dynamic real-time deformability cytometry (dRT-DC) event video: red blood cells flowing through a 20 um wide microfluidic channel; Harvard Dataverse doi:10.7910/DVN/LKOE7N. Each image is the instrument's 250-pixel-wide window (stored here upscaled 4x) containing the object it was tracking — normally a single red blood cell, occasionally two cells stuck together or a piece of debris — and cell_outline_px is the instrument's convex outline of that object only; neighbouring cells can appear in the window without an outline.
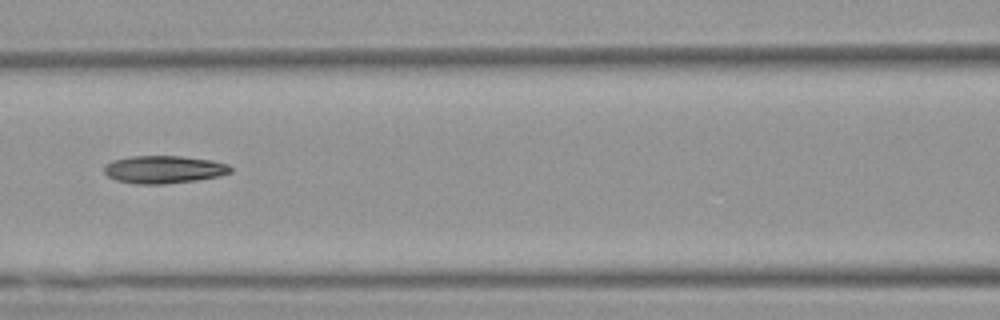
{"species": "Egyptian fruit bat (a non-hibernating species)", "species_latin": "Rousettus aegyptiacus", "temperature_condition": "warm", "stored_images_in_passage": 17, "camera_frame_rate_fps": 3000, "um_per_image_px": 0.085, "animal": {"sex": "female"}, "frame": {"image": 1, "passage_image": 8, "time_ms": 2.333, "image_size_px": [1000, 320], "cell_outline_px": [[232, 172], [220, 176], [196, 180], [164, 184], [136, 184], [116, 180], [108, 176], [104, 172], [104, 164], [112, 160], [132, 156], [180, 156], [212, 160], [228, 164], [232, 168]], "centroid_in_image_um": [13.92, 14.4], "position_along_channel_um": 152.7, "area_um2": 20.52}}